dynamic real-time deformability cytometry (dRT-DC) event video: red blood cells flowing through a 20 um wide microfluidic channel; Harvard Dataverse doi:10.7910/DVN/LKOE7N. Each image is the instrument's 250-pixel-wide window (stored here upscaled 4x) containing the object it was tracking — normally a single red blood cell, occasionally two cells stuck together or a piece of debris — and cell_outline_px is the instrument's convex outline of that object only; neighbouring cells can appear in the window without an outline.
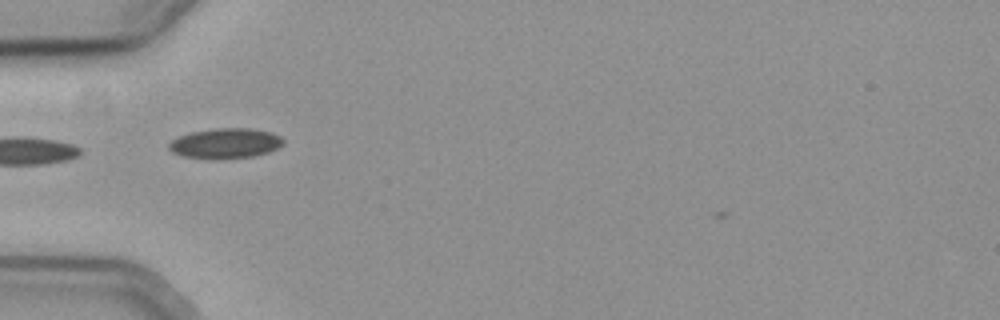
{"species": "common noctule bat (a hibernating species)", "species_latin": "Nyctalus noctula", "temperature_condition": "cold", "stored_images_in_passage": 27, "camera_frame_rate_fps": 3000, "um_per_image_px": 0.085, "animal": {"sex": "female", "body_mass_g": 19.3, "forearm_length_mm": 54.1}, "frame": {"image": 1, "passage_image": 3, "time_ms": 0.667, "image_size_px": [1000, 320], "cell_outline_px": [[284, 144], [268, 152], [252, 156], [216, 160], [208, 160], [184, 156], [172, 152], [168, 148], [168, 144], [172, 140], [180, 136], [192, 132], [216, 128], [248, 128], [272, 132], [280, 136], [284, 140]], "centroid_in_image_um": [19.15, 12.2], "position_along_channel_um": 65.8, "area_um2": 20.23}}